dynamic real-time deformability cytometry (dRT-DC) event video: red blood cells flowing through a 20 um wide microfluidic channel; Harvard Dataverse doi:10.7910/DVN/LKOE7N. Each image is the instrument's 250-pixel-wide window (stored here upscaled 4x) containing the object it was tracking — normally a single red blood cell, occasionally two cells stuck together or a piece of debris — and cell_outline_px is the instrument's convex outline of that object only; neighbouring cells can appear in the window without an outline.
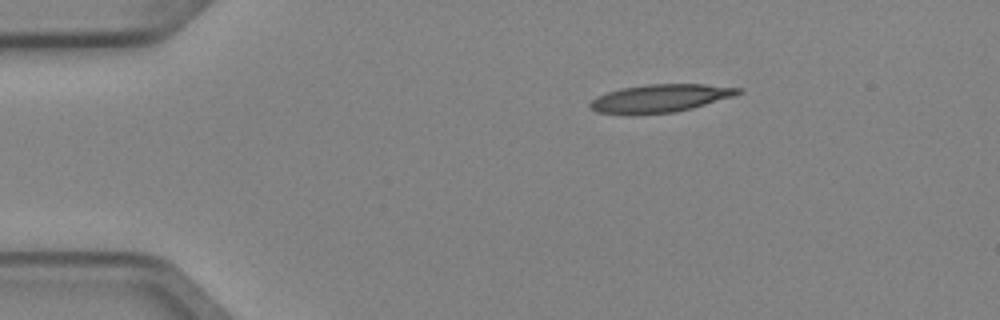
{"species": "Egyptian fruit bat (a non-hibernating species)", "species_latin": "Rousettus aegyptiacus", "temperature_condition": "cold", "stored_images_in_passage": 5, "camera_frame_rate_fps": 3000, "um_per_image_px": 0.085, "animal": {"sex": "female"}, "frame": {"image": 1, "passage_image": 1, "time_ms": 0.0, "image_size_px": [1000, 320], "cell_outline_px": [[744, 92], [732, 96], [692, 108], [672, 112], [596, 112], [588, 104], [596, 96], [620, 88], [648, 84], [704, 84], [744, 88]], "centroid_in_image_um": [56.19, 8.3], "position_along_channel_um": 28.8, "area_um2": 23.29}}
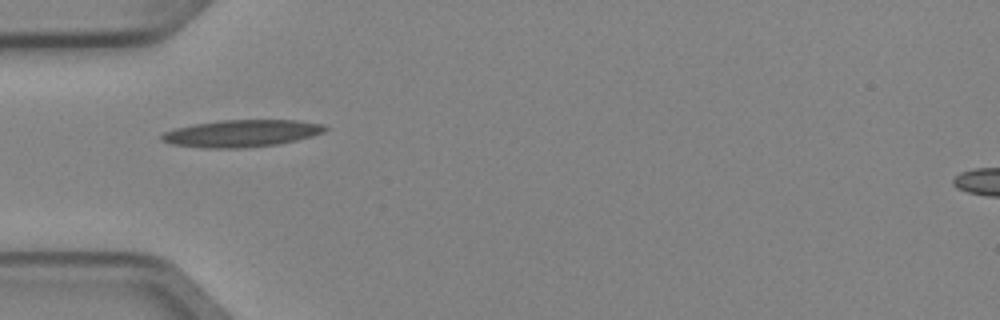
{"frame": {"image": 2, "passage_image": 3, "time_ms": 0.667, "image_size_px": [1000, 320], "cell_outline_px": [[328, 128], [324, 132], [312, 136], [296, 140], [276, 144], [244, 148], [204, 148], [172, 144], [160, 140], [160, 136], [164, 132], [176, 128], [196, 124], [220, 120], [296, 120], [324, 124]], "centroid_in_image_um": [20.54, 11.33], "position_along_channel_um": 64.5, "area_um2": 25.72}}
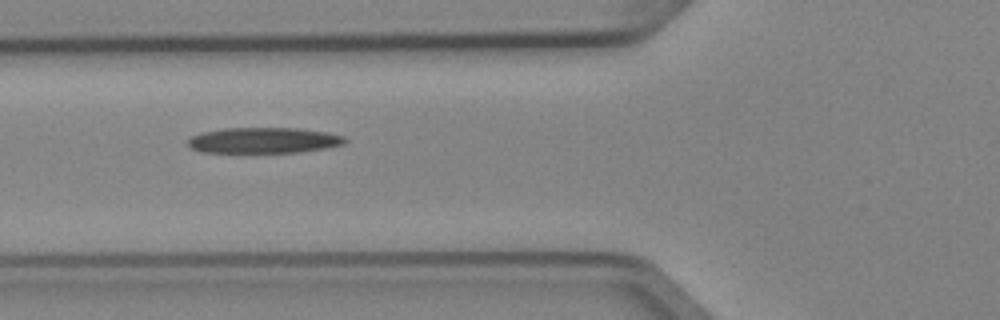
{"frame": {"image": 3, "passage_image": 4, "time_ms": 1.0, "image_size_px": [1000, 320], "cell_outline_px": [[348, 140], [344, 144], [324, 148], [300, 152], [200, 152], [192, 148], [188, 144], [188, 140], [192, 136], [200, 132], [224, 128], [296, 128], [324, 132], [344, 136]], "centroid_in_image_um": [22.39, 11.92], "position_along_channel_um": 103.4, "area_um2": 23.41}}